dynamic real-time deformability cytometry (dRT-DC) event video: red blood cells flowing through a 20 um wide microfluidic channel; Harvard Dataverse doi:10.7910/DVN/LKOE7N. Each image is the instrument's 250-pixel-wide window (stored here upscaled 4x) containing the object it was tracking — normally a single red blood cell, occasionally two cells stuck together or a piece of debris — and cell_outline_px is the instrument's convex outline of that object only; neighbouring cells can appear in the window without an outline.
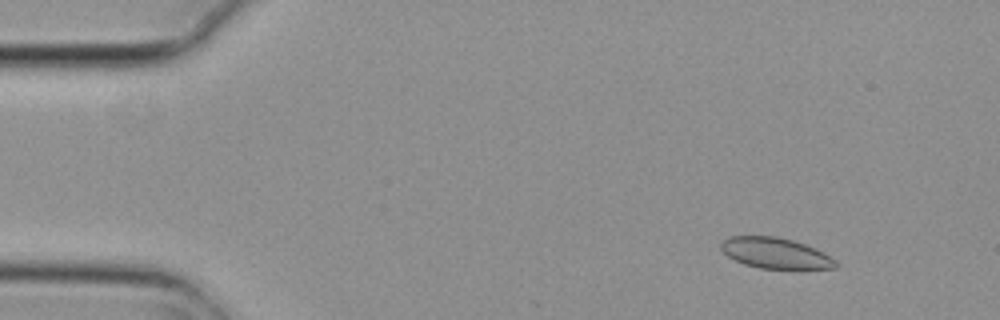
{"species": "common noctule bat (a hibernating species)", "species_latin": "Nyctalus noctula", "temperature_condition": "cold", "stored_images_in_passage": 5, "camera_frame_rate_fps": 3000, "um_per_image_px": 0.085, "animal": {"sex": "female", "body_mass_g": 29.2, "forearm_length_mm": 56.3}, "frame": {"image": 1, "passage_image": 2, "time_ms": 0.333, "image_size_px": [1000, 320], "cell_outline_px": [[840, 264], [836, 268], [796, 272], [792, 272], [760, 268], [744, 264], [728, 256], [720, 248], [720, 244], [728, 236], [776, 236], [792, 240], [804, 244], [824, 252], [836, 260]], "centroid_in_image_um": [66.01, 21.58], "position_along_channel_um": 19.0, "area_um2": 21.56}}
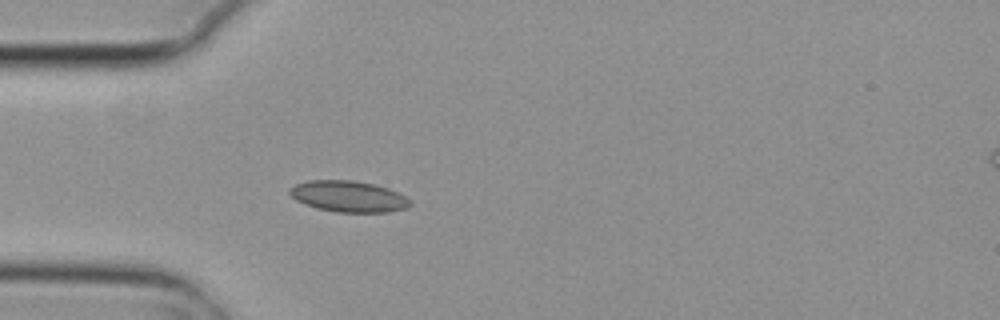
{"frame": {"image": 2, "passage_image": 5, "time_ms": 1.333, "image_size_px": [1000, 320], "cell_outline_px": [[412, 204], [408, 208], [388, 212], [336, 212], [316, 208], [304, 204], [296, 200], [288, 192], [288, 188], [296, 184], [308, 180], [352, 180], [376, 184], [388, 188], [412, 200]], "centroid_in_image_um": [29.62, 16.69], "position_along_channel_um": 55.4, "area_um2": 22.08}}